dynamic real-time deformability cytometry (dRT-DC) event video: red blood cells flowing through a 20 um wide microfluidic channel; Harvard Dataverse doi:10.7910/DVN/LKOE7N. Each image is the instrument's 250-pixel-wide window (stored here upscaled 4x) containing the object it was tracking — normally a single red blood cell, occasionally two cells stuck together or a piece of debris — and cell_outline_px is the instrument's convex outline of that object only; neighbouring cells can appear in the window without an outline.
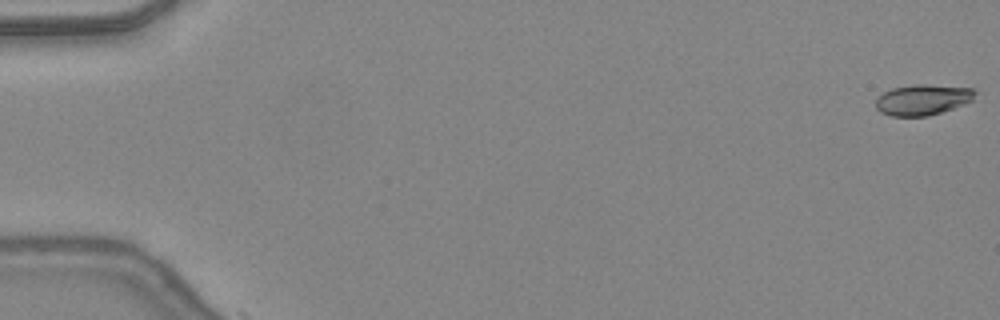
{"species": "common noctule bat (a hibernating species)", "species_latin": "Nyctalus noctula", "temperature_condition": "warm", "stored_images_in_passage": 3, "camera_frame_rate_fps": 3000, "um_per_image_px": 0.085, "animal": {"sex": "female", "body_mass_g": 24.6, "forearm_length_mm": 56.2}, "frame": {"image": 1, "passage_image": 1, "time_ms": 0.0, "image_size_px": [1000, 320], "cell_outline_px": [[976, 92], [972, 100], [964, 104], [928, 116], [892, 116], [880, 112], [876, 108], [876, 100], [884, 92], [892, 88], [916, 84], [924, 84], [972, 88]], "centroid_in_image_um": [78.41, 8.47], "position_along_channel_um": 6.6, "area_um2": 17.57}}